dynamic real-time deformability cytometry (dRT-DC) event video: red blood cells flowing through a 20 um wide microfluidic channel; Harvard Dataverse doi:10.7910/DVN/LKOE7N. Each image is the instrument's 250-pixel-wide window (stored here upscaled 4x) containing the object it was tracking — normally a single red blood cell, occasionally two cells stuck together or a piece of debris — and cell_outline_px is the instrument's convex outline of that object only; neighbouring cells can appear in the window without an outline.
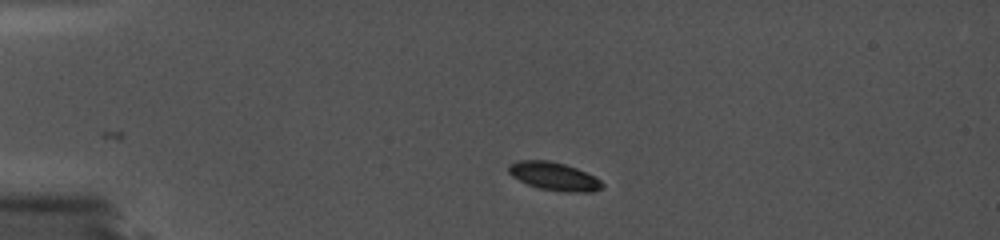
{"species": "common noctule bat (a hibernating species)", "species_latin": "Nyctalus noctula", "temperature_condition": "cold", "stored_images_in_passage": 29, "camera_frame_rate_fps": 5000, "um_per_image_px": 0.085, "animal": {"sex": "female", "body_mass_g": 19.0, "forearm_length_mm": 56.7}, "frame": {"image": 1, "passage_image": 1, "time_ms": 0.0, "image_size_px": [1000, 240], "cell_outline_px": [[604, 188], [592, 192], [564, 192], [540, 188], [528, 184], [512, 176], [508, 172], [508, 164], [520, 160], [548, 160], [564, 164], [576, 168], [596, 176], [604, 184]], "centroid_in_image_um": [47.13, 14.99], "position_along_channel_um": 37.9, "area_um2": 15.43}}
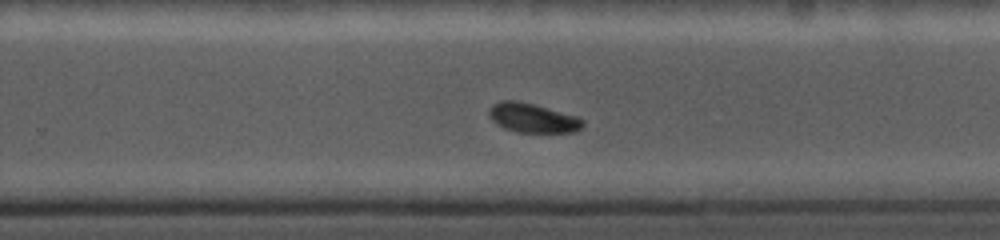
{"frame": {"image": 2, "passage_image": 19, "time_ms": 3.6, "image_size_px": [1000, 240], "cell_outline_px": [[584, 124], [576, 132], [516, 132], [504, 128], [496, 124], [488, 116], [488, 108], [492, 104], [500, 100], [516, 100], [536, 104], [580, 116], [584, 120]], "centroid_in_image_um": [45.27, 10.0], "position_along_channel_um": 284.5, "area_um2": 16.47}}
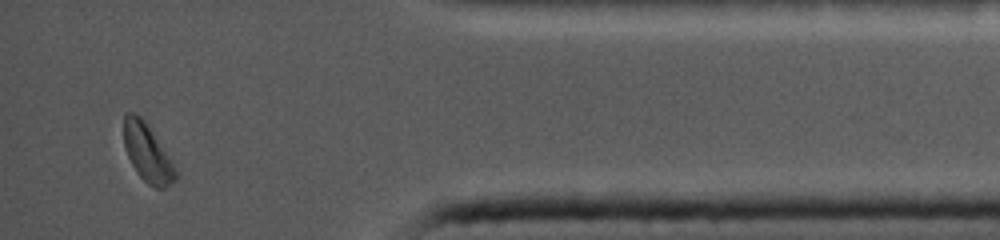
{"frame": {"image": 3, "passage_image": 28, "time_ms": 5.4, "image_size_px": [1000, 240], "cell_outline_px": [[180, 176], [176, 180], [164, 188], [156, 188], [148, 184], [136, 172], [128, 156], [124, 144], [124, 112], [132, 112], [140, 116], [144, 120]], "centroid_in_image_um": [12.51, 13.02], "position_along_channel_um": 422.7, "area_um2": 16.99}}